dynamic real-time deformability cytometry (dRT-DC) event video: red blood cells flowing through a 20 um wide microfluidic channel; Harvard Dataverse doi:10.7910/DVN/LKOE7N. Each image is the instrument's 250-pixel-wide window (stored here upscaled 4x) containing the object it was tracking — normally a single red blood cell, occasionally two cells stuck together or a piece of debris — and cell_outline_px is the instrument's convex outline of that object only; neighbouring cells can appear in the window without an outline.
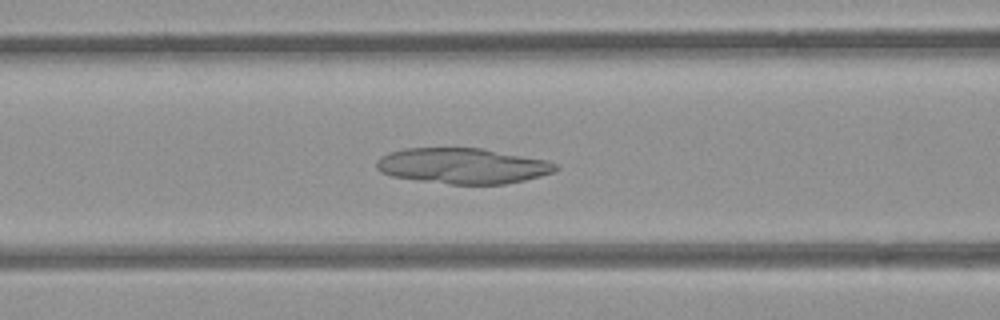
{"species": "common noctule bat (a hibernating species)", "species_latin": "Nyctalus noctula", "temperature_condition": "room temperature", "stored_images_in_passage": 54, "camera_frame_rate_fps": 3000, "um_per_image_px": 0.085, "animal": {"sex": "female", "body_mass_g": 21.9}, "frame": {"image": 1, "passage_image": 22, "time_ms": 7.0, "image_size_px": [1000, 320], "cell_outline_px": [[560, 168], [556, 172], [524, 180], [504, 184], [452, 184], [416, 180], [392, 176], [380, 172], [376, 168], [376, 160], [380, 156], [388, 152], [404, 148], [480, 148], [544, 160], [556, 164]], "centroid_in_image_um": [39.28, 14.1], "position_along_channel_um": 127.3, "area_um2": 37.11}}
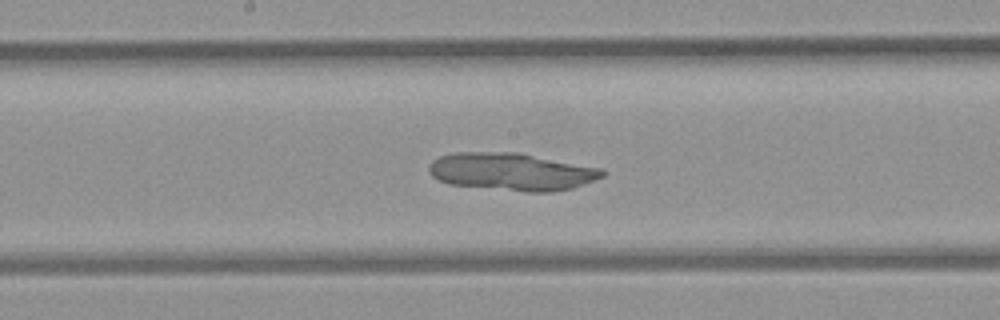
{"frame": {"image": 2, "passage_image": 28, "time_ms": 9.0, "image_size_px": [1000, 320], "cell_outline_px": [[604, 176], [572, 188], [552, 192], [528, 192], [448, 184], [432, 176], [428, 172], [428, 164], [432, 160], [440, 156], [456, 152], [520, 152], [600, 168], [604, 172]], "centroid_in_image_um": [43.45, 14.59], "position_along_channel_um": 204.7, "area_um2": 38.03}}
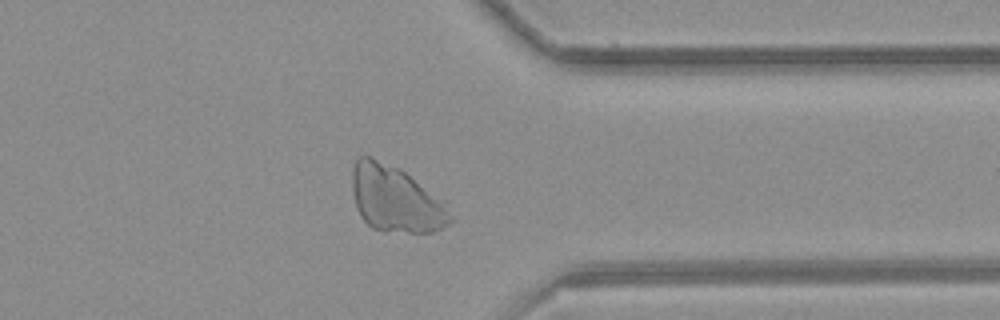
{"frame": {"image": 3, "passage_image": 42, "time_ms": 13.667, "image_size_px": [1000, 320], "cell_outline_px": [[456, 220], [432, 232], [384, 232], [372, 228], [360, 216], [356, 208], [352, 192], [352, 168], [356, 160], [360, 156], [368, 156], [400, 168], [448, 200]], "centroid_in_image_um": [33.71, 16.93], "position_along_channel_um": 377.7, "area_um2": 39.02}}